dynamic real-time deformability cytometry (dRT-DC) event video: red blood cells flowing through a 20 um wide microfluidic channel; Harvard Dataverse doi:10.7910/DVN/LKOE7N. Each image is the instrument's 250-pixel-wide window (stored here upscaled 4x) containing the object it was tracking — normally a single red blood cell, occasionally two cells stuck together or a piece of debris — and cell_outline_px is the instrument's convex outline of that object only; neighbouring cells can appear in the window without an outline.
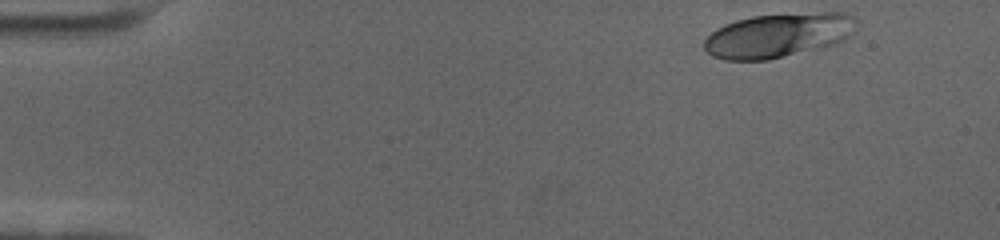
{"species": "human", "species_latin": "Homo sapiens", "temperature_condition": "cold", "stored_images_in_passage": 53, "camera_frame_rate_fps": 3000, "um_per_image_px": 0.085, "donor": {"sex": "female"}, "frame": {"image": 1, "passage_image": 1, "time_ms": 0.0, "image_size_px": [1000, 240], "cell_outline_px": [[856, 32], [844, 40], [836, 44], [820, 48], [768, 60], [724, 60], [712, 56], [704, 48], [704, 40], [716, 28], [724, 24], [736, 20], [752, 16], [824, 12], [844, 12], [852, 16], [856, 20]], "centroid_in_image_um": [66.18, 3.0], "position_along_channel_um": 18.8, "area_um2": 39.48}}
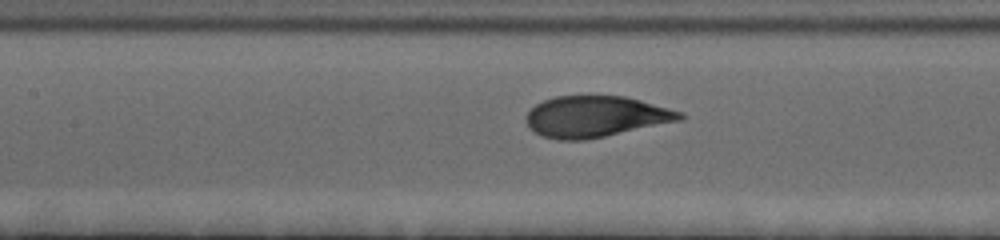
{"frame": {"image": 2, "passage_image": 22, "time_ms": 7.0, "image_size_px": [1000, 240], "cell_outline_px": [[684, 120], [584, 140], [560, 140], [544, 136], [536, 132], [528, 124], [528, 112], [536, 104], [544, 100], [556, 96], [624, 96], [640, 100], [684, 112]], "centroid_in_image_um": [50.7, 9.9], "position_along_channel_um": 156.7, "area_um2": 36.47}}
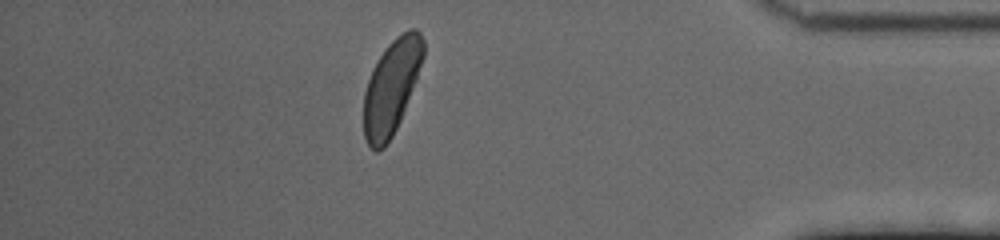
{"frame": {"image": 3, "passage_image": 46, "time_ms": 15.0, "image_size_px": [1000, 240], "cell_outline_px": [[424, 56], [416, 80], [400, 120], [392, 136], [384, 148], [376, 152], [368, 144], [364, 136], [364, 92], [372, 68], [388, 44], [396, 36], [408, 28], [416, 28], [420, 32], [424, 40]], "centroid_in_image_um": [33.28, 7.36], "position_along_channel_um": 401.9, "area_um2": 32.66}, "authors_computed_cell_mechanics": {"area_um2": 37.2232, "velocity_mm_per_s": 3.4987, "shape_relaxation_time_tau1_ms": 2.8402, "shape_relaxation_time_tau2_ms": null, "deformation_change_tau1": 0.1351, "deformation_change_tau2": null}}